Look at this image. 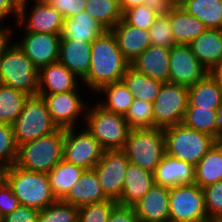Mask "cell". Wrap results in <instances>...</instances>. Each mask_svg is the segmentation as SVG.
<instances>
[{
    "label": "cell",
    "mask_w": 222,
    "mask_h": 222,
    "mask_svg": "<svg viewBox=\"0 0 222 222\" xmlns=\"http://www.w3.org/2000/svg\"><path fill=\"white\" fill-rule=\"evenodd\" d=\"M188 0H174L176 6H182Z\"/></svg>",
    "instance_id": "obj_55"
},
{
    "label": "cell",
    "mask_w": 222,
    "mask_h": 222,
    "mask_svg": "<svg viewBox=\"0 0 222 222\" xmlns=\"http://www.w3.org/2000/svg\"><path fill=\"white\" fill-rule=\"evenodd\" d=\"M116 205V201L109 199L81 206L78 222H108L110 213Z\"/></svg>",
    "instance_id": "obj_40"
},
{
    "label": "cell",
    "mask_w": 222,
    "mask_h": 222,
    "mask_svg": "<svg viewBox=\"0 0 222 222\" xmlns=\"http://www.w3.org/2000/svg\"><path fill=\"white\" fill-rule=\"evenodd\" d=\"M158 17L147 6L139 5L123 12V19L130 25L148 30Z\"/></svg>",
    "instance_id": "obj_43"
},
{
    "label": "cell",
    "mask_w": 222,
    "mask_h": 222,
    "mask_svg": "<svg viewBox=\"0 0 222 222\" xmlns=\"http://www.w3.org/2000/svg\"><path fill=\"white\" fill-rule=\"evenodd\" d=\"M153 175L155 184L163 187L191 185L195 181V166L166 153Z\"/></svg>",
    "instance_id": "obj_18"
},
{
    "label": "cell",
    "mask_w": 222,
    "mask_h": 222,
    "mask_svg": "<svg viewBox=\"0 0 222 222\" xmlns=\"http://www.w3.org/2000/svg\"><path fill=\"white\" fill-rule=\"evenodd\" d=\"M209 75H211L222 88V59L212 70L209 71Z\"/></svg>",
    "instance_id": "obj_51"
},
{
    "label": "cell",
    "mask_w": 222,
    "mask_h": 222,
    "mask_svg": "<svg viewBox=\"0 0 222 222\" xmlns=\"http://www.w3.org/2000/svg\"><path fill=\"white\" fill-rule=\"evenodd\" d=\"M208 219L222 218V180L203 188Z\"/></svg>",
    "instance_id": "obj_42"
},
{
    "label": "cell",
    "mask_w": 222,
    "mask_h": 222,
    "mask_svg": "<svg viewBox=\"0 0 222 222\" xmlns=\"http://www.w3.org/2000/svg\"><path fill=\"white\" fill-rule=\"evenodd\" d=\"M167 16L176 44L189 45L207 30L203 22L188 14L181 6H175Z\"/></svg>",
    "instance_id": "obj_26"
},
{
    "label": "cell",
    "mask_w": 222,
    "mask_h": 222,
    "mask_svg": "<svg viewBox=\"0 0 222 222\" xmlns=\"http://www.w3.org/2000/svg\"><path fill=\"white\" fill-rule=\"evenodd\" d=\"M207 222H222V218L208 220Z\"/></svg>",
    "instance_id": "obj_56"
},
{
    "label": "cell",
    "mask_w": 222,
    "mask_h": 222,
    "mask_svg": "<svg viewBox=\"0 0 222 222\" xmlns=\"http://www.w3.org/2000/svg\"><path fill=\"white\" fill-rule=\"evenodd\" d=\"M216 128L222 133V104L217 109Z\"/></svg>",
    "instance_id": "obj_53"
},
{
    "label": "cell",
    "mask_w": 222,
    "mask_h": 222,
    "mask_svg": "<svg viewBox=\"0 0 222 222\" xmlns=\"http://www.w3.org/2000/svg\"><path fill=\"white\" fill-rule=\"evenodd\" d=\"M98 92L106 94L105 102L98 103L104 109L113 113L125 115L134 101V97L123 81L101 87Z\"/></svg>",
    "instance_id": "obj_36"
},
{
    "label": "cell",
    "mask_w": 222,
    "mask_h": 222,
    "mask_svg": "<svg viewBox=\"0 0 222 222\" xmlns=\"http://www.w3.org/2000/svg\"><path fill=\"white\" fill-rule=\"evenodd\" d=\"M78 78L59 61L39 69L38 95L65 93L77 89Z\"/></svg>",
    "instance_id": "obj_22"
},
{
    "label": "cell",
    "mask_w": 222,
    "mask_h": 222,
    "mask_svg": "<svg viewBox=\"0 0 222 222\" xmlns=\"http://www.w3.org/2000/svg\"><path fill=\"white\" fill-rule=\"evenodd\" d=\"M20 2L18 0H0V21L14 14L15 18L18 17ZM9 14V15H8Z\"/></svg>",
    "instance_id": "obj_49"
},
{
    "label": "cell",
    "mask_w": 222,
    "mask_h": 222,
    "mask_svg": "<svg viewBox=\"0 0 222 222\" xmlns=\"http://www.w3.org/2000/svg\"><path fill=\"white\" fill-rule=\"evenodd\" d=\"M170 222H207L203 189L197 184L169 188Z\"/></svg>",
    "instance_id": "obj_10"
},
{
    "label": "cell",
    "mask_w": 222,
    "mask_h": 222,
    "mask_svg": "<svg viewBox=\"0 0 222 222\" xmlns=\"http://www.w3.org/2000/svg\"><path fill=\"white\" fill-rule=\"evenodd\" d=\"M79 207L63 200H56L46 208L39 210L37 222H78Z\"/></svg>",
    "instance_id": "obj_37"
},
{
    "label": "cell",
    "mask_w": 222,
    "mask_h": 222,
    "mask_svg": "<svg viewBox=\"0 0 222 222\" xmlns=\"http://www.w3.org/2000/svg\"><path fill=\"white\" fill-rule=\"evenodd\" d=\"M108 222H139L133 206L117 204L111 211Z\"/></svg>",
    "instance_id": "obj_47"
},
{
    "label": "cell",
    "mask_w": 222,
    "mask_h": 222,
    "mask_svg": "<svg viewBox=\"0 0 222 222\" xmlns=\"http://www.w3.org/2000/svg\"><path fill=\"white\" fill-rule=\"evenodd\" d=\"M222 180V141L216 144L195 165V181L202 189Z\"/></svg>",
    "instance_id": "obj_29"
},
{
    "label": "cell",
    "mask_w": 222,
    "mask_h": 222,
    "mask_svg": "<svg viewBox=\"0 0 222 222\" xmlns=\"http://www.w3.org/2000/svg\"><path fill=\"white\" fill-rule=\"evenodd\" d=\"M164 133L166 153L194 166L217 142L214 137L183 123L164 128Z\"/></svg>",
    "instance_id": "obj_7"
},
{
    "label": "cell",
    "mask_w": 222,
    "mask_h": 222,
    "mask_svg": "<svg viewBox=\"0 0 222 222\" xmlns=\"http://www.w3.org/2000/svg\"><path fill=\"white\" fill-rule=\"evenodd\" d=\"M169 56L170 48L150 45L130 66L152 79L169 82Z\"/></svg>",
    "instance_id": "obj_21"
},
{
    "label": "cell",
    "mask_w": 222,
    "mask_h": 222,
    "mask_svg": "<svg viewBox=\"0 0 222 222\" xmlns=\"http://www.w3.org/2000/svg\"><path fill=\"white\" fill-rule=\"evenodd\" d=\"M84 11L106 30H111L123 19L119 0H87Z\"/></svg>",
    "instance_id": "obj_34"
},
{
    "label": "cell",
    "mask_w": 222,
    "mask_h": 222,
    "mask_svg": "<svg viewBox=\"0 0 222 222\" xmlns=\"http://www.w3.org/2000/svg\"><path fill=\"white\" fill-rule=\"evenodd\" d=\"M65 129L18 146L15 165L48 174L63 159Z\"/></svg>",
    "instance_id": "obj_2"
},
{
    "label": "cell",
    "mask_w": 222,
    "mask_h": 222,
    "mask_svg": "<svg viewBox=\"0 0 222 222\" xmlns=\"http://www.w3.org/2000/svg\"><path fill=\"white\" fill-rule=\"evenodd\" d=\"M209 72L200 64L189 45L177 44L170 48L169 82L186 87L201 81Z\"/></svg>",
    "instance_id": "obj_13"
},
{
    "label": "cell",
    "mask_w": 222,
    "mask_h": 222,
    "mask_svg": "<svg viewBox=\"0 0 222 222\" xmlns=\"http://www.w3.org/2000/svg\"><path fill=\"white\" fill-rule=\"evenodd\" d=\"M7 167L0 162V185L6 180Z\"/></svg>",
    "instance_id": "obj_54"
},
{
    "label": "cell",
    "mask_w": 222,
    "mask_h": 222,
    "mask_svg": "<svg viewBox=\"0 0 222 222\" xmlns=\"http://www.w3.org/2000/svg\"><path fill=\"white\" fill-rule=\"evenodd\" d=\"M188 87L164 82L153 102L154 127L166 128L182 123L188 107Z\"/></svg>",
    "instance_id": "obj_9"
},
{
    "label": "cell",
    "mask_w": 222,
    "mask_h": 222,
    "mask_svg": "<svg viewBox=\"0 0 222 222\" xmlns=\"http://www.w3.org/2000/svg\"><path fill=\"white\" fill-rule=\"evenodd\" d=\"M61 200L81 207L109 199L105 196L95 171L91 169L83 172L79 180Z\"/></svg>",
    "instance_id": "obj_24"
},
{
    "label": "cell",
    "mask_w": 222,
    "mask_h": 222,
    "mask_svg": "<svg viewBox=\"0 0 222 222\" xmlns=\"http://www.w3.org/2000/svg\"><path fill=\"white\" fill-rule=\"evenodd\" d=\"M91 43L83 40L60 39L58 61L80 78L79 81H83L88 75L91 65Z\"/></svg>",
    "instance_id": "obj_19"
},
{
    "label": "cell",
    "mask_w": 222,
    "mask_h": 222,
    "mask_svg": "<svg viewBox=\"0 0 222 222\" xmlns=\"http://www.w3.org/2000/svg\"><path fill=\"white\" fill-rule=\"evenodd\" d=\"M111 31L121 53L130 64L151 45L148 30L132 26L124 19H121Z\"/></svg>",
    "instance_id": "obj_20"
},
{
    "label": "cell",
    "mask_w": 222,
    "mask_h": 222,
    "mask_svg": "<svg viewBox=\"0 0 222 222\" xmlns=\"http://www.w3.org/2000/svg\"><path fill=\"white\" fill-rule=\"evenodd\" d=\"M17 153L18 145L12 125L0 124V162L9 168L15 164Z\"/></svg>",
    "instance_id": "obj_39"
},
{
    "label": "cell",
    "mask_w": 222,
    "mask_h": 222,
    "mask_svg": "<svg viewBox=\"0 0 222 222\" xmlns=\"http://www.w3.org/2000/svg\"><path fill=\"white\" fill-rule=\"evenodd\" d=\"M133 208L139 222H170L169 188L154 184Z\"/></svg>",
    "instance_id": "obj_17"
},
{
    "label": "cell",
    "mask_w": 222,
    "mask_h": 222,
    "mask_svg": "<svg viewBox=\"0 0 222 222\" xmlns=\"http://www.w3.org/2000/svg\"><path fill=\"white\" fill-rule=\"evenodd\" d=\"M84 168L62 159L47 175L51 191L57 200L62 199L79 180Z\"/></svg>",
    "instance_id": "obj_31"
},
{
    "label": "cell",
    "mask_w": 222,
    "mask_h": 222,
    "mask_svg": "<svg viewBox=\"0 0 222 222\" xmlns=\"http://www.w3.org/2000/svg\"><path fill=\"white\" fill-rule=\"evenodd\" d=\"M39 210L19 205L11 214L0 219V222H37Z\"/></svg>",
    "instance_id": "obj_46"
},
{
    "label": "cell",
    "mask_w": 222,
    "mask_h": 222,
    "mask_svg": "<svg viewBox=\"0 0 222 222\" xmlns=\"http://www.w3.org/2000/svg\"><path fill=\"white\" fill-rule=\"evenodd\" d=\"M217 110L199 107H187L182 123L194 130L222 141V133L216 128Z\"/></svg>",
    "instance_id": "obj_33"
},
{
    "label": "cell",
    "mask_w": 222,
    "mask_h": 222,
    "mask_svg": "<svg viewBox=\"0 0 222 222\" xmlns=\"http://www.w3.org/2000/svg\"><path fill=\"white\" fill-rule=\"evenodd\" d=\"M106 29L87 12L64 19L61 38L93 42Z\"/></svg>",
    "instance_id": "obj_27"
},
{
    "label": "cell",
    "mask_w": 222,
    "mask_h": 222,
    "mask_svg": "<svg viewBox=\"0 0 222 222\" xmlns=\"http://www.w3.org/2000/svg\"><path fill=\"white\" fill-rule=\"evenodd\" d=\"M0 83L29 96L38 95L39 69L15 43L3 49L0 57Z\"/></svg>",
    "instance_id": "obj_4"
},
{
    "label": "cell",
    "mask_w": 222,
    "mask_h": 222,
    "mask_svg": "<svg viewBox=\"0 0 222 222\" xmlns=\"http://www.w3.org/2000/svg\"><path fill=\"white\" fill-rule=\"evenodd\" d=\"M151 45L171 48L177 45L172 31L168 16H158L148 29Z\"/></svg>",
    "instance_id": "obj_41"
},
{
    "label": "cell",
    "mask_w": 222,
    "mask_h": 222,
    "mask_svg": "<svg viewBox=\"0 0 222 222\" xmlns=\"http://www.w3.org/2000/svg\"><path fill=\"white\" fill-rule=\"evenodd\" d=\"M189 46L200 64L209 72L222 59V30L207 29Z\"/></svg>",
    "instance_id": "obj_25"
},
{
    "label": "cell",
    "mask_w": 222,
    "mask_h": 222,
    "mask_svg": "<svg viewBox=\"0 0 222 222\" xmlns=\"http://www.w3.org/2000/svg\"><path fill=\"white\" fill-rule=\"evenodd\" d=\"M64 19L84 12L87 0H46Z\"/></svg>",
    "instance_id": "obj_44"
},
{
    "label": "cell",
    "mask_w": 222,
    "mask_h": 222,
    "mask_svg": "<svg viewBox=\"0 0 222 222\" xmlns=\"http://www.w3.org/2000/svg\"><path fill=\"white\" fill-rule=\"evenodd\" d=\"M18 146L52 134L59 128L53 122L44 98L40 95L29 96L22 112L12 124Z\"/></svg>",
    "instance_id": "obj_6"
},
{
    "label": "cell",
    "mask_w": 222,
    "mask_h": 222,
    "mask_svg": "<svg viewBox=\"0 0 222 222\" xmlns=\"http://www.w3.org/2000/svg\"><path fill=\"white\" fill-rule=\"evenodd\" d=\"M143 5L158 16H167L176 6L174 0H144Z\"/></svg>",
    "instance_id": "obj_48"
},
{
    "label": "cell",
    "mask_w": 222,
    "mask_h": 222,
    "mask_svg": "<svg viewBox=\"0 0 222 222\" xmlns=\"http://www.w3.org/2000/svg\"><path fill=\"white\" fill-rule=\"evenodd\" d=\"M181 7L207 29L222 30V0H188Z\"/></svg>",
    "instance_id": "obj_32"
},
{
    "label": "cell",
    "mask_w": 222,
    "mask_h": 222,
    "mask_svg": "<svg viewBox=\"0 0 222 222\" xmlns=\"http://www.w3.org/2000/svg\"><path fill=\"white\" fill-rule=\"evenodd\" d=\"M19 205L18 198L14 195L11 186L5 180L0 185V219L11 214Z\"/></svg>",
    "instance_id": "obj_45"
},
{
    "label": "cell",
    "mask_w": 222,
    "mask_h": 222,
    "mask_svg": "<svg viewBox=\"0 0 222 222\" xmlns=\"http://www.w3.org/2000/svg\"><path fill=\"white\" fill-rule=\"evenodd\" d=\"M123 151L131 163L153 173L166 154L164 128L130 129Z\"/></svg>",
    "instance_id": "obj_5"
},
{
    "label": "cell",
    "mask_w": 222,
    "mask_h": 222,
    "mask_svg": "<svg viewBox=\"0 0 222 222\" xmlns=\"http://www.w3.org/2000/svg\"><path fill=\"white\" fill-rule=\"evenodd\" d=\"M154 184L155 181L152 172L129 162L125 172L122 196L117 204L133 206L153 187Z\"/></svg>",
    "instance_id": "obj_23"
},
{
    "label": "cell",
    "mask_w": 222,
    "mask_h": 222,
    "mask_svg": "<svg viewBox=\"0 0 222 222\" xmlns=\"http://www.w3.org/2000/svg\"><path fill=\"white\" fill-rule=\"evenodd\" d=\"M28 97L26 93L0 83V124L12 125Z\"/></svg>",
    "instance_id": "obj_35"
},
{
    "label": "cell",
    "mask_w": 222,
    "mask_h": 222,
    "mask_svg": "<svg viewBox=\"0 0 222 222\" xmlns=\"http://www.w3.org/2000/svg\"><path fill=\"white\" fill-rule=\"evenodd\" d=\"M122 11L142 5L144 0H119Z\"/></svg>",
    "instance_id": "obj_52"
},
{
    "label": "cell",
    "mask_w": 222,
    "mask_h": 222,
    "mask_svg": "<svg viewBox=\"0 0 222 222\" xmlns=\"http://www.w3.org/2000/svg\"><path fill=\"white\" fill-rule=\"evenodd\" d=\"M93 107L84 114L86 129L104 150H123L130 131L124 115L108 111L98 103Z\"/></svg>",
    "instance_id": "obj_8"
},
{
    "label": "cell",
    "mask_w": 222,
    "mask_h": 222,
    "mask_svg": "<svg viewBox=\"0 0 222 222\" xmlns=\"http://www.w3.org/2000/svg\"><path fill=\"white\" fill-rule=\"evenodd\" d=\"M188 107L217 110L222 104V88L207 74L201 81L188 87Z\"/></svg>",
    "instance_id": "obj_28"
},
{
    "label": "cell",
    "mask_w": 222,
    "mask_h": 222,
    "mask_svg": "<svg viewBox=\"0 0 222 222\" xmlns=\"http://www.w3.org/2000/svg\"><path fill=\"white\" fill-rule=\"evenodd\" d=\"M6 181L20 205L42 210L57 200L46 173L29 171L14 164L6 170Z\"/></svg>",
    "instance_id": "obj_3"
},
{
    "label": "cell",
    "mask_w": 222,
    "mask_h": 222,
    "mask_svg": "<svg viewBox=\"0 0 222 222\" xmlns=\"http://www.w3.org/2000/svg\"><path fill=\"white\" fill-rule=\"evenodd\" d=\"M75 127L66 128L63 143V159L71 164L91 170L101 160L104 149L93 135L84 131L74 133Z\"/></svg>",
    "instance_id": "obj_11"
},
{
    "label": "cell",
    "mask_w": 222,
    "mask_h": 222,
    "mask_svg": "<svg viewBox=\"0 0 222 222\" xmlns=\"http://www.w3.org/2000/svg\"><path fill=\"white\" fill-rule=\"evenodd\" d=\"M77 90L78 88L65 93L40 95L44 98L51 118L58 128H73L80 114L87 110Z\"/></svg>",
    "instance_id": "obj_15"
},
{
    "label": "cell",
    "mask_w": 222,
    "mask_h": 222,
    "mask_svg": "<svg viewBox=\"0 0 222 222\" xmlns=\"http://www.w3.org/2000/svg\"><path fill=\"white\" fill-rule=\"evenodd\" d=\"M60 38L59 34L26 32L21 42L16 44L41 69L58 61Z\"/></svg>",
    "instance_id": "obj_16"
},
{
    "label": "cell",
    "mask_w": 222,
    "mask_h": 222,
    "mask_svg": "<svg viewBox=\"0 0 222 222\" xmlns=\"http://www.w3.org/2000/svg\"><path fill=\"white\" fill-rule=\"evenodd\" d=\"M34 7L31 8L30 15L26 14L28 0L20 2L17 22L18 26L26 23L25 32L49 33L61 35L64 23L63 16L53 8L46 0H34ZM28 17V20L26 17ZM26 20V21H25Z\"/></svg>",
    "instance_id": "obj_14"
},
{
    "label": "cell",
    "mask_w": 222,
    "mask_h": 222,
    "mask_svg": "<svg viewBox=\"0 0 222 222\" xmlns=\"http://www.w3.org/2000/svg\"><path fill=\"white\" fill-rule=\"evenodd\" d=\"M129 162L123 150H104L101 160L93 168L108 199L120 200Z\"/></svg>",
    "instance_id": "obj_12"
},
{
    "label": "cell",
    "mask_w": 222,
    "mask_h": 222,
    "mask_svg": "<svg viewBox=\"0 0 222 222\" xmlns=\"http://www.w3.org/2000/svg\"><path fill=\"white\" fill-rule=\"evenodd\" d=\"M134 99L153 103L158 97L162 82L138 72L129 66L122 78Z\"/></svg>",
    "instance_id": "obj_30"
},
{
    "label": "cell",
    "mask_w": 222,
    "mask_h": 222,
    "mask_svg": "<svg viewBox=\"0 0 222 222\" xmlns=\"http://www.w3.org/2000/svg\"><path fill=\"white\" fill-rule=\"evenodd\" d=\"M4 27L0 24V57L3 49L11 42L10 38L12 37V28ZM11 35V36H10Z\"/></svg>",
    "instance_id": "obj_50"
},
{
    "label": "cell",
    "mask_w": 222,
    "mask_h": 222,
    "mask_svg": "<svg viewBox=\"0 0 222 222\" xmlns=\"http://www.w3.org/2000/svg\"><path fill=\"white\" fill-rule=\"evenodd\" d=\"M90 61L88 75L83 82L95 92L105 85L122 81L130 66L111 30H105L91 43Z\"/></svg>",
    "instance_id": "obj_1"
},
{
    "label": "cell",
    "mask_w": 222,
    "mask_h": 222,
    "mask_svg": "<svg viewBox=\"0 0 222 222\" xmlns=\"http://www.w3.org/2000/svg\"><path fill=\"white\" fill-rule=\"evenodd\" d=\"M124 118L130 129L154 128L153 103L134 99Z\"/></svg>",
    "instance_id": "obj_38"
}]
</instances>
